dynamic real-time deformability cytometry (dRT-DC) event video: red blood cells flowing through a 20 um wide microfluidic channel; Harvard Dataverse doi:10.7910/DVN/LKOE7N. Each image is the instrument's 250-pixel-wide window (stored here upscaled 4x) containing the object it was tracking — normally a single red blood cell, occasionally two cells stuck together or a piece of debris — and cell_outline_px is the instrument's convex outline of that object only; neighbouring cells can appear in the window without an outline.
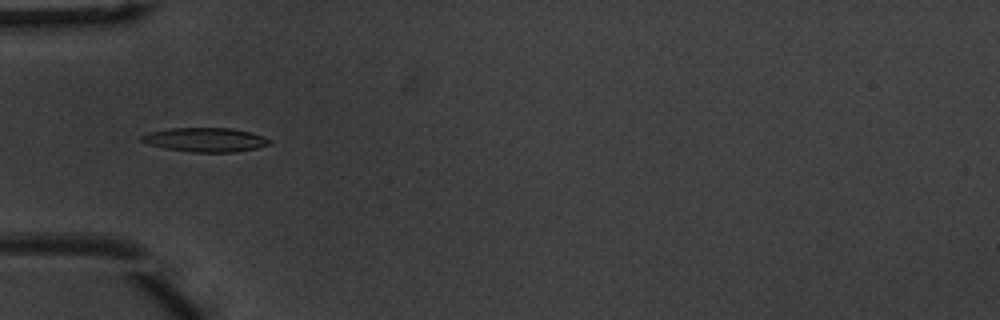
{"species": "common noctule bat (a hibernating species)", "species_latin": "Nyctalus noctula", "temperature_condition": "warm", "stored_images_in_passage": 43, "camera_frame_rate_fps": 3000, "um_per_image_px": 0.085, "animal": {"sex": "male", "body_mass_g": 20.1, "forearm_length_mm": 53.5}, "frame": {"image": 1, "passage_image": 9, "time_ms": 2.667, "image_size_px": [1000, 320], "cell_outline_px": [[272, 140], [268, 144], [256, 148], [236, 152], [192, 152], [164, 148], [148, 144], [140, 140], [140, 136], [152, 132], [168, 128], [232, 128], [252, 132], [264, 136]], "centroid_in_image_um": [17.47, 11.87], "position_along_channel_um": 67.5, "area_um2": 17.98}}
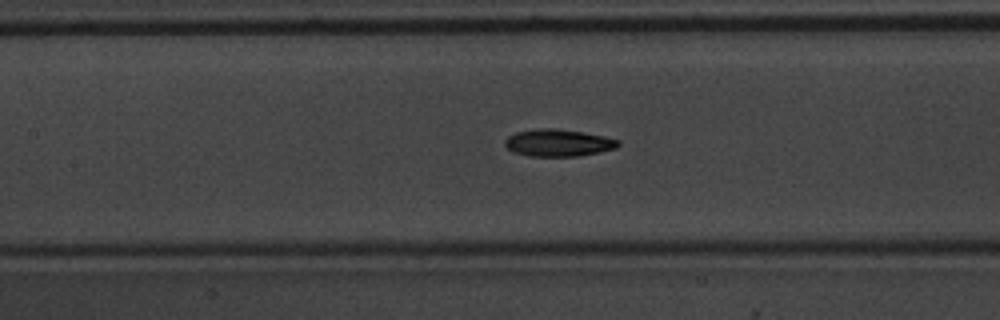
{"frame": {"image": 2, "passage_image": 16, "time_ms": 5.0, "image_size_px": [1000, 320], "cell_outline_px": [[620, 144], [616, 148], [600, 152], [576, 156], [528, 156], [512, 152], [504, 144], [504, 140], [508, 136], [516, 132], [536, 128], [552, 128], [580, 132], [604, 136], [620, 140]], "centroid_in_image_um": [47.42, 12.14], "position_along_channel_um": 160.0, "area_um2": 17.92}}
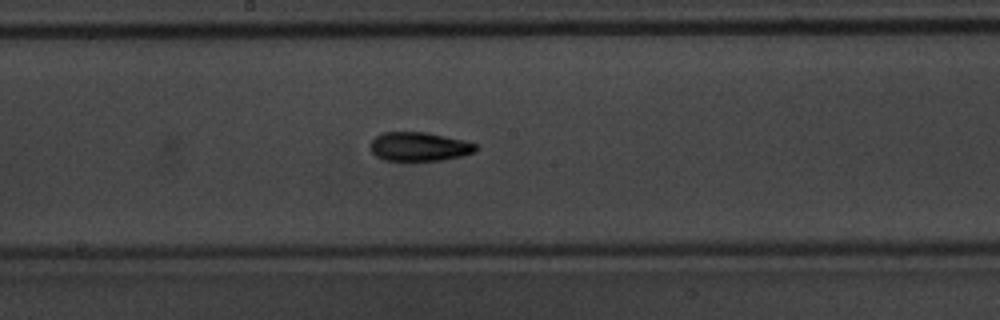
{"frame": {"image": 3, "passage_image": 20, "time_ms": 6.333, "image_size_px": [1000, 320], "cell_outline_px": [[480, 148], [476, 152], [460, 156], [440, 160], [412, 164], [384, 160], [376, 156], [372, 152], [372, 140], [376, 136], [384, 132], [428, 132], [464, 140], [476, 144]], "centroid_in_image_um": [35.65, 12.51], "position_along_channel_um": 212.5, "area_um2": 18.5}, "authors_computed_cell_mechanics": {"area_um2": 17.2822, "velocity_mm_per_s": 3.9527, "shape_relaxation_time_tau1_ms": 2.7337, "shape_relaxation_time_tau2_ms": 3.2423, "deformation_change_tau1": 0.1788, "deformation_change_tau2": 0.1106}}